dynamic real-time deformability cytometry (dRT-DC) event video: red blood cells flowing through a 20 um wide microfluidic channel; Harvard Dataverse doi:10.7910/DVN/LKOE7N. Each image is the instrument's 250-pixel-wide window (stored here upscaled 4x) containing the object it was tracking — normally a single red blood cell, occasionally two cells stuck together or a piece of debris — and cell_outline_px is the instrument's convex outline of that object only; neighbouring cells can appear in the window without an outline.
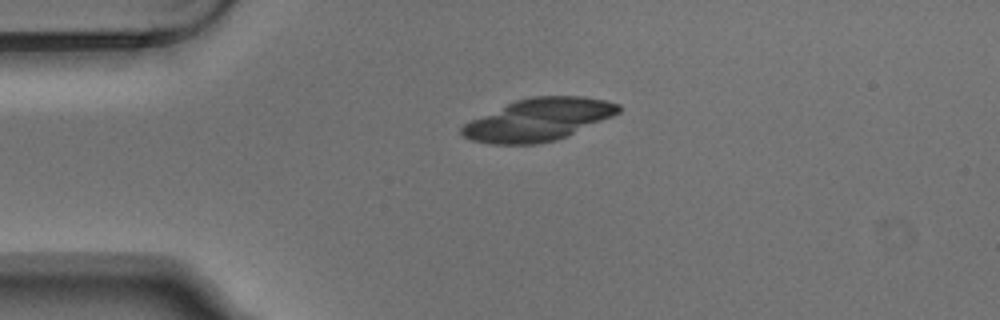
{"species": "Egyptian fruit bat (a non-hibernating species)", "species_latin": "Rousettus aegyptiacus", "temperature_condition": "warm", "stored_images_in_passage": 2, "camera_frame_rate_fps": 3000, "um_per_image_px": 0.085, "animal": {"sex": "male"}, "frame": {"image": 1, "passage_image": 1, "time_ms": 0.0, "image_size_px": [1000, 320], "cell_outline_px": [[620, 112], [612, 116], [556, 140], [536, 144], [488, 144], [472, 140], [464, 136], [460, 132], [460, 128], [464, 124], [472, 120], [516, 100], [532, 96], [584, 96], [604, 100], [620, 104]], "centroid_in_image_um": [45.76, 10.17], "position_along_channel_um": 39.2, "area_um2": 38.09}}